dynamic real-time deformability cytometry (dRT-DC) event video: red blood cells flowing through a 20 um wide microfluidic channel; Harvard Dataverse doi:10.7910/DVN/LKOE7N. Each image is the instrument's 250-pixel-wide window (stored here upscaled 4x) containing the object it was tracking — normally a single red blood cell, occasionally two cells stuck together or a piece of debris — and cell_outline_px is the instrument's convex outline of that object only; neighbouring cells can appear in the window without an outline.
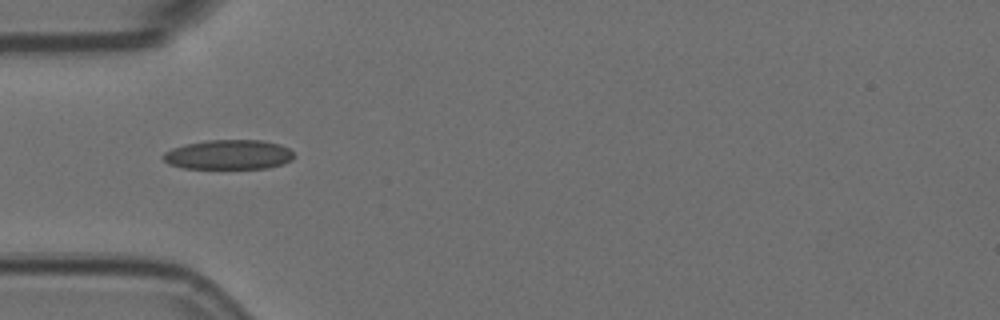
{"species": "Egyptian fruit bat (a non-hibernating species)", "species_latin": "Rousettus aegyptiacus", "temperature_condition": "room temperature", "stored_images_in_passage": 10, "camera_frame_rate_fps": 3000, "um_per_image_px": 0.085, "animal": {"sex": "female"}, "frame": {"image": 1, "passage_image": 5, "time_ms": 1.333, "image_size_px": [1000, 320], "cell_outline_px": [[292, 160], [284, 164], [268, 168], [184, 168], [168, 164], [160, 156], [164, 152], [172, 148], [184, 144], [204, 140], [260, 140], [280, 144], [288, 148], [292, 152]], "centroid_in_image_um": [19.4, 13.14], "position_along_channel_um": 65.6, "area_um2": 22.72}}
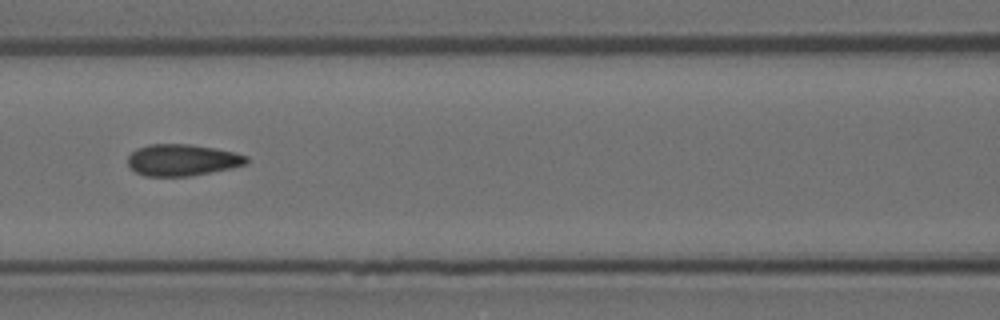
{"frame": {"image": 2, "passage_image": 7, "time_ms": 2.0, "image_size_px": [1000, 320], "cell_outline_px": [[248, 164], [232, 168], [188, 176], [144, 176], [136, 172], [128, 164], [128, 156], [136, 148], [148, 144], [188, 144], [216, 148], [236, 152], [248, 156]], "centroid_in_image_um": [15.51, 13.59], "position_along_channel_um": 151.1, "area_um2": 21.96}}
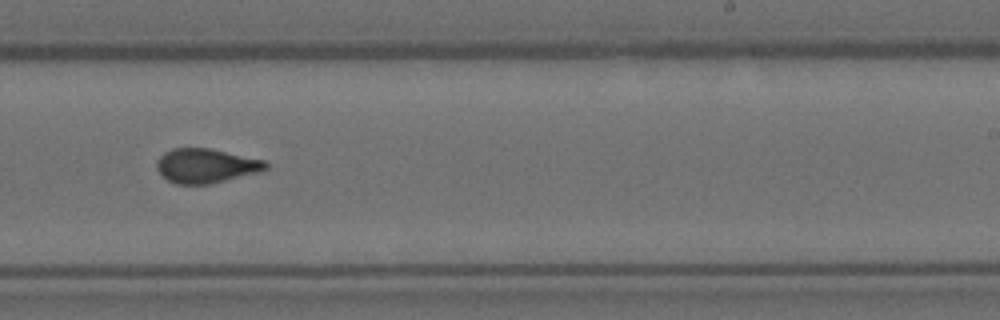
{"frame": {"image": 3, "passage_image": 10, "time_ms": 3.0, "image_size_px": [1000, 320], "cell_outline_px": [[268, 168], [256, 172], [208, 184], [176, 184], [168, 180], [156, 168], [156, 160], [164, 152], [172, 148], [208, 148], [264, 160], [268, 164]], "centroid_in_image_um": [17.45, 14.08], "position_along_channel_um": 271.5, "area_um2": 21.44}}